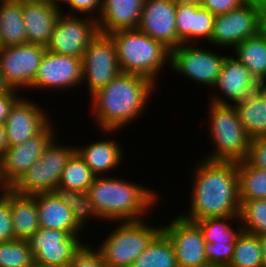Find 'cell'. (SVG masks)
I'll return each mask as SVG.
<instances>
[{"label":"cell","instance_id":"cell-45","mask_svg":"<svg viewBox=\"0 0 266 267\" xmlns=\"http://www.w3.org/2000/svg\"><path fill=\"white\" fill-rule=\"evenodd\" d=\"M259 34L266 38V0H256Z\"/></svg>","mask_w":266,"mask_h":267},{"label":"cell","instance_id":"cell-35","mask_svg":"<svg viewBox=\"0 0 266 267\" xmlns=\"http://www.w3.org/2000/svg\"><path fill=\"white\" fill-rule=\"evenodd\" d=\"M239 220L244 231L266 234V198L240 200Z\"/></svg>","mask_w":266,"mask_h":267},{"label":"cell","instance_id":"cell-26","mask_svg":"<svg viewBox=\"0 0 266 267\" xmlns=\"http://www.w3.org/2000/svg\"><path fill=\"white\" fill-rule=\"evenodd\" d=\"M0 42L2 47L28 43L22 16V0L0 4Z\"/></svg>","mask_w":266,"mask_h":267},{"label":"cell","instance_id":"cell-25","mask_svg":"<svg viewBox=\"0 0 266 267\" xmlns=\"http://www.w3.org/2000/svg\"><path fill=\"white\" fill-rule=\"evenodd\" d=\"M11 214L15 239L29 240L39 228L36 198L11 189Z\"/></svg>","mask_w":266,"mask_h":267},{"label":"cell","instance_id":"cell-33","mask_svg":"<svg viewBox=\"0 0 266 267\" xmlns=\"http://www.w3.org/2000/svg\"><path fill=\"white\" fill-rule=\"evenodd\" d=\"M55 140H57V137L50 142L39 158V161L45 164L48 169V193L55 192L61 173L76 148L71 144L70 146L59 144Z\"/></svg>","mask_w":266,"mask_h":267},{"label":"cell","instance_id":"cell-1","mask_svg":"<svg viewBox=\"0 0 266 267\" xmlns=\"http://www.w3.org/2000/svg\"><path fill=\"white\" fill-rule=\"evenodd\" d=\"M191 177L188 213L179 214L189 221L239 216L240 199L237 162L202 159Z\"/></svg>","mask_w":266,"mask_h":267},{"label":"cell","instance_id":"cell-9","mask_svg":"<svg viewBox=\"0 0 266 267\" xmlns=\"http://www.w3.org/2000/svg\"><path fill=\"white\" fill-rule=\"evenodd\" d=\"M51 121L39 134L22 144L9 146L0 159L3 188H12L25 172L41 157L50 142L57 137Z\"/></svg>","mask_w":266,"mask_h":267},{"label":"cell","instance_id":"cell-48","mask_svg":"<svg viewBox=\"0 0 266 267\" xmlns=\"http://www.w3.org/2000/svg\"><path fill=\"white\" fill-rule=\"evenodd\" d=\"M264 267H266V234L259 235Z\"/></svg>","mask_w":266,"mask_h":267},{"label":"cell","instance_id":"cell-31","mask_svg":"<svg viewBox=\"0 0 266 267\" xmlns=\"http://www.w3.org/2000/svg\"><path fill=\"white\" fill-rule=\"evenodd\" d=\"M97 175L75 151L68 159L57 187L86 192L93 184Z\"/></svg>","mask_w":266,"mask_h":267},{"label":"cell","instance_id":"cell-14","mask_svg":"<svg viewBox=\"0 0 266 267\" xmlns=\"http://www.w3.org/2000/svg\"><path fill=\"white\" fill-rule=\"evenodd\" d=\"M171 221L161 227L174 246L178 267H209L206 243L198 225L180 215Z\"/></svg>","mask_w":266,"mask_h":267},{"label":"cell","instance_id":"cell-47","mask_svg":"<svg viewBox=\"0 0 266 267\" xmlns=\"http://www.w3.org/2000/svg\"><path fill=\"white\" fill-rule=\"evenodd\" d=\"M11 87L5 82L4 76L0 70V95L7 94Z\"/></svg>","mask_w":266,"mask_h":267},{"label":"cell","instance_id":"cell-17","mask_svg":"<svg viewBox=\"0 0 266 267\" xmlns=\"http://www.w3.org/2000/svg\"><path fill=\"white\" fill-rule=\"evenodd\" d=\"M50 117L39 103L20 97L4 123L8 146L22 144L39 134L51 122Z\"/></svg>","mask_w":266,"mask_h":267},{"label":"cell","instance_id":"cell-10","mask_svg":"<svg viewBox=\"0 0 266 267\" xmlns=\"http://www.w3.org/2000/svg\"><path fill=\"white\" fill-rule=\"evenodd\" d=\"M80 235L39 227L28 240L35 265L69 267L76 252L83 246Z\"/></svg>","mask_w":266,"mask_h":267},{"label":"cell","instance_id":"cell-46","mask_svg":"<svg viewBox=\"0 0 266 267\" xmlns=\"http://www.w3.org/2000/svg\"><path fill=\"white\" fill-rule=\"evenodd\" d=\"M7 134L5 130V125L0 124V159L3 157L6 149L8 148Z\"/></svg>","mask_w":266,"mask_h":267},{"label":"cell","instance_id":"cell-50","mask_svg":"<svg viewBox=\"0 0 266 267\" xmlns=\"http://www.w3.org/2000/svg\"><path fill=\"white\" fill-rule=\"evenodd\" d=\"M4 188L2 186V177H1V164H0V190L2 191Z\"/></svg>","mask_w":266,"mask_h":267},{"label":"cell","instance_id":"cell-43","mask_svg":"<svg viewBox=\"0 0 266 267\" xmlns=\"http://www.w3.org/2000/svg\"><path fill=\"white\" fill-rule=\"evenodd\" d=\"M213 15H220L243 6L249 0H199Z\"/></svg>","mask_w":266,"mask_h":267},{"label":"cell","instance_id":"cell-38","mask_svg":"<svg viewBox=\"0 0 266 267\" xmlns=\"http://www.w3.org/2000/svg\"><path fill=\"white\" fill-rule=\"evenodd\" d=\"M15 240L11 214V188L0 194V242Z\"/></svg>","mask_w":266,"mask_h":267},{"label":"cell","instance_id":"cell-40","mask_svg":"<svg viewBox=\"0 0 266 267\" xmlns=\"http://www.w3.org/2000/svg\"><path fill=\"white\" fill-rule=\"evenodd\" d=\"M93 245L83 244L69 263V267H108L102 254Z\"/></svg>","mask_w":266,"mask_h":267},{"label":"cell","instance_id":"cell-7","mask_svg":"<svg viewBox=\"0 0 266 267\" xmlns=\"http://www.w3.org/2000/svg\"><path fill=\"white\" fill-rule=\"evenodd\" d=\"M121 73L113 40L108 34L98 32L87 45L82 57V84H87L90 94L88 97Z\"/></svg>","mask_w":266,"mask_h":267},{"label":"cell","instance_id":"cell-11","mask_svg":"<svg viewBox=\"0 0 266 267\" xmlns=\"http://www.w3.org/2000/svg\"><path fill=\"white\" fill-rule=\"evenodd\" d=\"M87 17L65 15L62 12L46 50L60 55L82 58L87 45L98 33L97 20L94 17Z\"/></svg>","mask_w":266,"mask_h":267},{"label":"cell","instance_id":"cell-15","mask_svg":"<svg viewBox=\"0 0 266 267\" xmlns=\"http://www.w3.org/2000/svg\"><path fill=\"white\" fill-rule=\"evenodd\" d=\"M79 85H82V58L46 50L30 89L74 90Z\"/></svg>","mask_w":266,"mask_h":267},{"label":"cell","instance_id":"cell-5","mask_svg":"<svg viewBox=\"0 0 266 267\" xmlns=\"http://www.w3.org/2000/svg\"><path fill=\"white\" fill-rule=\"evenodd\" d=\"M208 109L209 137L214 148L205 159L212 161H243L247 155L250 138L246 134L234 105L211 101Z\"/></svg>","mask_w":266,"mask_h":267},{"label":"cell","instance_id":"cell-12","mask_svg":"<svg viewBox=\"0 0 266 267\" xmlns=\"http://www.w3.org/2000/svg\"><path fill=\"white\" fill-rule=\"evenodd\" d=\"M45 52L46 47L30 43L2 47L0 70L11 89L30 91Z\"/></svg>","mask_w":266,"mask_h":267},{"label":"cell","instance_id":"cell-29","mask_svg":"<svg viewBox=\"0 0 266 267\" xmlns=\"http://www.w3.org/2000/svg\"><path fill=\"white\" fill-rule=\"evenodd\" d=\"M239 216L215 217L205 218L194 221L200 228L205 243H226L235 244L237 237L242 232V225ZM237 220V221H236ZM236 223L233 228L231 222Z\"/></svg>","mask_w":266,"mask_h":267},{"label":"cell","instance_id":"cell-2","mask_svg":"<svg viewBox=\"0 0 266 267\" xmlns=\"http://www.w3.org/2000/svg\"><path fill=\"white\" fill-rule=\"evenodd\" d=\"M158 86L146 77L121 73L90 98L94 123L99 131L116 134L140 118ZM153 92V93H152ZM148 101V102H147ZM138 117V118H137Z\"/></svg>","mask_w":266,"mask_h":267},{"label":"cell","instance_id":"cell-27","mask_svg":"<svg viewBox=\"0 0 266 267\" xmlns=\"http://www.w3.org/2000/svg\"><path fill=\"white\" fill-rule=\"evenodd\" d=\"M236 58L261 84L266 83V38L261 34L247 38L233 48Z\"/></svg>","mask_w":266,"mask_h":267},{"label":"cell","instance_id":"cell-6","mask_svg":"<svg viewBox=\"0 0 266 267\" xmlns=\"http://www.w3.org/2000/svg\"><path fill=\"white\" fill-rule=\"evenodd\" d=\"M119 222L96 248L108 267H131L150 242L162 231L147 220Z\"/></svg>","mask_w":266,"mask_h":267},{"label":"cell","instance_id":"cell-16","mask_svg":"<svg viewBox=\"0 0 266 267\" xmlns=\"http://www.w3.org/2000/svg\"><path fill=\"white\" fill-rule=\"evenodd\" d=\"M175 18L176 0H145L137 29L172 51L182 44Z\"/></svg>","mask_w":266,"mask_h":267},{"label":"cell","instance_id":"cell-39","mask_svg":"<svg viewBox=\"0 0 266 267\" xmlns=\"http://www.w3.org/2000/svg\"><path fill=\"white\" fill-rule=\"evenodd\" d=\"M234 249L235 244L206 243L204 251L209 267H228Z\"/></svg>","mask_w":266,"mask_h":267},{"label":"cell","instance_id":"cell-8","mask_svg":"<svg viewBox=\"0 0 266 267\" xmlns=\"http://www.w3.org/2000/svg\"><path fill=\"white\" fill-rule=\"evenodd\" d=\"M195 44H180L170 51V69L199 85L213 88L220 74L225 54L214 53ZM177 71V72H176Z\"/></svg>","mask_w":266,"mask_h":267},{"label":"cell","instance_id":"cell-24","mask_svg":"<svg viewBox=\"0 0 266 267\" xmlns=\"http://www.w3.org/2000/svg\"><path fill=\"white\" fill-rule=\"evenodd\" d=\"M240 122L250 139L266 137V86L257 90L236 103Z\"/></svg>","mask_w":266,"mask_h":267},{"label":"cell","instance_id":"cell-30","mask_svg":"<svg viewBox=\"0 0 266 267\" xmlns=\"http://www.w3.org/2000/svg\"><path fill=\"white\" fill-rule=\"evenodd\" d=\"M239 199L266 198V169L250 166L245 160L237 162Z\"/></svg>","mask_w":266,"mask_h":267},{"label":"cell","instance_id":"cell-49","mask_svg":"<svg viewBox=\"0 0 266 267\" xmlns=\"http://www.w3.org/2000/svg\"><path fill=\"white\" fill-rule=\"evenodd\" d=\"M48 1L51 2V3H55L57 5H61L60 3L64 2V0H48Z\"/></svg>","mask_w":266,"mask_h":267},{"label":"cell","instance_id":"cell-32","mask_svg":"<svg viewBox=\"0 0 266 267\" xmlns=\"http://www.w3.org/2000/svg\"><path fill=\"white\" fill-rule=\"evenodd\" d=\"M55 192L64 200L66 206L72 211L74 220L82 230L83 227L85 228V226H88L86 223H89V218L93 220V218L96 217L97 220H101L95 203L86 192H80L65 187H57Z\"/></svg>","mask_w":266,"mask_h":267},{"label":"cell","instance_id":"cell-44","mask_svg":"<svg viewBox=\"0 0 266 267\" xmlns=\"http://www.w3.org/2000/svg\"><path fill=\"white\" fill-rule=\"evenodd\" d=\"M19 91L11 89L7 94L0 95V124H4L11 107L21 97Z\"/></svg>","mask_w":266,"mask_h":267},{"label":"cell","instance_id":"cell-22","mask_svg":"<svg viewBox=\"0 0 266 267\" xmlns=\"http://www.w3.org/2000/svg\"><path fill=\"white\" fill-rule=\"evenodd\" d=\"M38 209L39 227L81 235L82 229L73 218L72 211L56 192L34 195ZM81 232V233H80Z\"/></svg>","mask_w":266,"mask_h":267},{"label":"cell","instance_id":"cell-37","mask_svg":"<svg viewBox=\"0 0 266 267\" xmlns=\"http://www.w3.org/2000/svg\"><path fill=\"white\" fill-rule=\"evenodd\" d=\"M22 195L48 193V169L37 160L11 188Z\"/></svg>","mask_w":266,"mask_h":267},{"label":"cell","instance_id":"cell-19","mask_svg":"<svg viewBox=\"0 0 266 267\" xmlns=\"http://www.w3.org/2000/svg\"><path fill=\"white\" fill-rule=\"evenodd\" d=\"M175 19L177 37L182 44H195L202 39L210 42L215 15L199 0H176Z\"/></svg>","mask_w":266,"mask_h":267},{"label":"cell","instance_id":"cell-21","mask_svg":"<svg viewBox=\"0 0 266 267\" xmlns=\"http://www.w3.org/2000/svg\"><path fill=\"white\" fill-rule=\"evenodd\" d=\"M145 0H102L97 19L98 32L109 34L121 29H137Z\"/></svg>","mask_w":266,"mask_h":267},{"label":"cell","instance_id":"cell-18","mask_svg":"<svg viewBox=\"0 0 266 267\" xmlns=\"http://www.w3.org/2000/svg\"><path fill=\"white\" fill-rule=\"evenodd\" d=\"M260 86L261 84L237 58L225 56L220 74L213 86V89L220 90L221 93L212 95L210 101L218 104L235 105ZM220 94L223 95L218 96Z\"/></svg>","mask_w":266,"mask_h":267},{"label":"cell","instance_id":"cell-41","mask_svg":"<svg viewBox=\"0 0 266 267\" xmlns=\"http://www.w3.org/2000/svg\"><path fill=\"white\" fill-rule=\"evenodd\" d=\"M244 160L250 166L266 169V137L250 140L248 152Z\"/></svg>","mask_w":266,"mask_h":267},{"label":"cell","instance_id":"cell-13","mask_svg":"<svg viewBox=\"0 0 266 267\" xmlns=\"http://www.w3.org/2000/svg\"><path fill=\"white\" fill-rule=\"evenodd\" d=\"M258 34L256 0H249L235 10L215 16L209 45L211 43L212 46L228 47L232 50V47Z\"/></svg>","mask_w":266,"mask_h":267},{"label":"cell","instance_id":"cell-3","mask_svg":"<svg viewBox=\"0 0 266 267\" xmlns=\"http://www.w3.org/2000/svg\"><path fill=\"white\" fill-rule=\"evenodd\" d=\"M115 177L97 176L86 191L95 203L101 221L107 220L117 224L145 219L144 217L160 200L156 191L129 182L128 179Z\"/></svg>","mask_w":266,"mask_h":267},{"label":"cell","instance_id":"cell-20","mask_svg":"<svg viewBox=\"0 0 266 267\" xmlns=\"http://www.w3.org/2000/svg\"><path fill=\"white\" fill-rule=\"evenodd\" d=\"M63 8L48 0H22V16L30 44L46 47Z\"/></svg>","mask_w":266,"mask_h":267},{"label":"cell","instance_id":"cell-23","mask_svg":"<svg viewBox=\"0 0 266 267\" xmlns=\"http://www.w3.org/2000/svg\"><path fill=\"white\" fill-rule=\"evenodd\" d=\"M103 139H97L98 141L95 142L91 141L92 143L86 146H75V151L97 176H102V174L107 176L112 169L116 171L119 165L122 166L121 162H124L122 159H125L118 140L116 142L111 138Z\"/></svg>","mask_w":266,"mask_h":267},{"label":"cell","instance_id":"cell-42","mask_svg":"<svg viewBox=\"0 0 266 267\" xmlns=\"http://www.w3.org/2000/svg\"><path fill=\"white\" fill-rule=\"evenodd\" d=\"M63 4H66L69 7V10L67 9L69 15H75L77 13H80L87 16L94 17L96 20L98 19L101 8H102V0H64ZM95 16H93L94 14Z\"/></svg>","mask_w":266,"mask_h":267},{"label":"cell","instance_id":"cell-36","mask_svg":"<svg viewBox=\"0 0 266 267\" xmlns=\"http://www.w3.org/2000/svg\"><path fill=\"white\" fill-rule=\"evenodd\" d=\"M34 264L28 240L0 242V267H32Z\"/></svg>","mask_w":266,"mask_h":267},{"label":"cell","instance_id":"cell-4","mask_svg":"<svg viewBox=\"0 0 266 267\" xmlns=\"http://www.w3.org/2000/svg\"><path fill=\"white\" fill-rule=\"evenodd\" d=\"M108 35L114 42L122 73L146 77L157 85L160 70L170 65V50L138 29H121Z\"/></svg>","mask_w":266,"mask_h":267},{"label":"cell","instance_id":"cell-28","mask_svg":"<svg viewBox=\"0 0 266 267\" xmlns=\"http://www.w3.org/2000/svg\"><path fill=\"white\" fill-rule=\"evenodd\" d=\"M131 267H178L174 246L163 231L150 242Z\"/></svg>","mask_w":266,"mask_h":267},{"label":"cell","instance_id":"cell-51","mask_svg":"<svg viewBox=\"0 0 266 267\" xmlns=\"http://www.w3.org/2000/svg\"><path fill=\"white\" fill-rule=\"evenodd\" d=\"M10 1H14V0H0V4L5 3V2H10Z\"/></svg>","mask_w":266,"mask_h":267},{"label":"cell","instance_id":"cell-34","mask_svg":"<svg viewBox=\"0 0 266 267\" xmlns=\"http://www.w3.org/2000/svg\"><path fill=\"white\" fill-rule=\"evenodd\" d=\"M228 267H264L259 236L242 230Z\"/></svg>","mask_w":266,"mask_h":267}]
</instances>
